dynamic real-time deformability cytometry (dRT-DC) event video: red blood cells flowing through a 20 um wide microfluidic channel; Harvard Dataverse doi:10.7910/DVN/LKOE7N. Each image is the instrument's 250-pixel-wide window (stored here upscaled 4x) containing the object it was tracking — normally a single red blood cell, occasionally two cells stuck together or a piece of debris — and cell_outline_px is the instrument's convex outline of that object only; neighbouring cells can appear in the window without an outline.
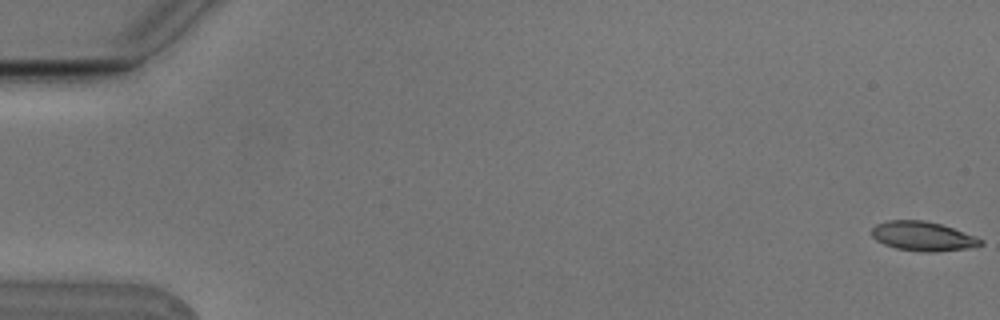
{"species": "Egyptian fruit bat (a non-hibernating species)", "species_latin": "Rousettus aegyptiacus", "temperature_condition": "cold", "stored_images_in_passage": 6, "camera_frame_rate_fps": 3000, "um_per_image_px": 0.085, "animal": {"sex": "male"}, "frame": {"image": 1, "passage_image": 1, "time_ms": 0.0, "image_size_px": [1000, 320], "cell_outline_px": [[984, 244], [968, 248], [936, 252], [924, 252], [896, 248], [884, 244], [876, 240], [872, 236], [872, 228], [876, 224], [888, 220], [924, 220], [940, 224], [976, 236], [984, 240]], "centroid_in_image_um": [78.45, 20.08], "position_along_channel_um": 6.5, "area_um2": 18.61}}